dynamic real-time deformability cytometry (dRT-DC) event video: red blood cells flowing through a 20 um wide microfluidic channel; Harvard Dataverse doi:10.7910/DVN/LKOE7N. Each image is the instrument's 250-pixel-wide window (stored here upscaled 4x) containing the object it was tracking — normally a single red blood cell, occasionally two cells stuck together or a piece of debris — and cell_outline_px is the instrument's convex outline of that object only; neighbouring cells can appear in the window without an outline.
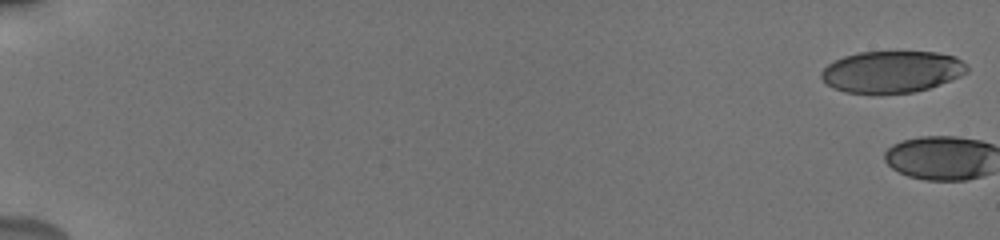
{"species": "human", "species_latin": "Homo sapiens", "temperature_condition": "cold", "stored_images_in_passage": 3, "camera_frame_rate_fps": 3000, "um_per_image_px": 0.085, "donor": {"sex": "male"}, "frame": {"image": 1, "passage_image": 1, "time_ms": 0.0, "image_size_px": [1000, 240], "cell_outline_px": [[968, 72], [960, 76], [940, 84], [928, 88], [912, 92], [880, 96], [844, 92], [832, 88], [820, 76], [820, 72], [828, 64], [844, 56], [860, 52], [936, 52], [956, 56], [968, 68]], "centroid_in_image_um": [75.78, 6.13], "position_along_channel_um": 9.2, "area_um2": 35.95}}